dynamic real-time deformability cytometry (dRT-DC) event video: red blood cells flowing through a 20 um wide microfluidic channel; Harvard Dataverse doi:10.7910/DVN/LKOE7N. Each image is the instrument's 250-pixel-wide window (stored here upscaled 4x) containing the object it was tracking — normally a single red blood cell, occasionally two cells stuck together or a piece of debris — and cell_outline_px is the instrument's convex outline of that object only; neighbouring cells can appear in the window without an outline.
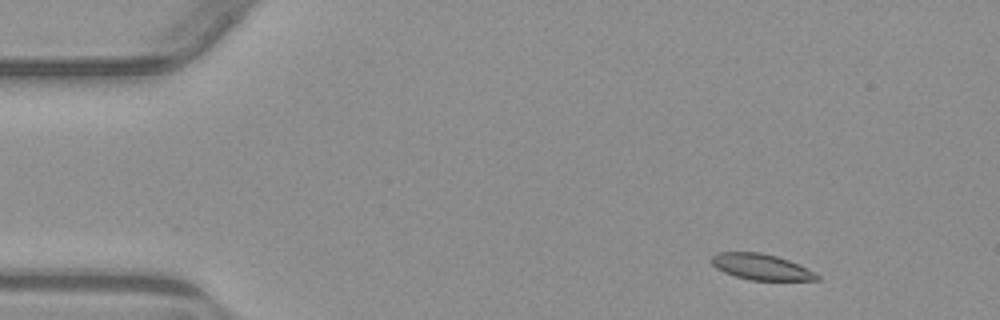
{"species": "common noctule bat (a hibernating species)", "species_latin": "Nyctalus noctula", "temperature_condition": "warm", "stored_images_in_passage": 4, "camera_frame_rate_fps": 3000, "um_per_image_px": 0.085, "animal": {"sex": "male", "body_mass_g": 23.1, "forearm_length_mm": 52.7}, "frame": {"image": 1, "passage_image": 1, "time_ms": 0.0, "image_size_px": [1000, 320], "cell_outline_px": [[820, 280], [752, 280], [736, 276], [724, 272], [716, 268], [708, 260], [716, 252], [760, 252], [776, 256], [788, 260], [820, 276]], "centroid_in_image_um": [64.62, 22.67], "position_along_channel_um": 20.4, "area_um2": 15.72}}
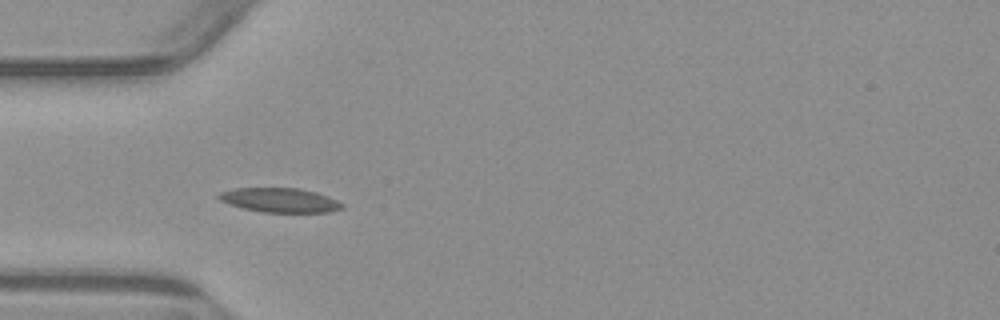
{"frame": {"image": 2, "passage_image": 3, "time_ms": 3.333, "image_size_px": [1000, 320], "cell_outline_px": [[344, 208], [328, 212], [264, 212], [244, 208], [228, 204], [220, 200], [216, 196], [220, 192], [236, 188], [300, 188], [316, 192], [328, 196], [344, 204]], "centroid_in_image_um": [23.79, 17.01], "position_along_channel_um": 61.2, "area_um2": 17.46}}
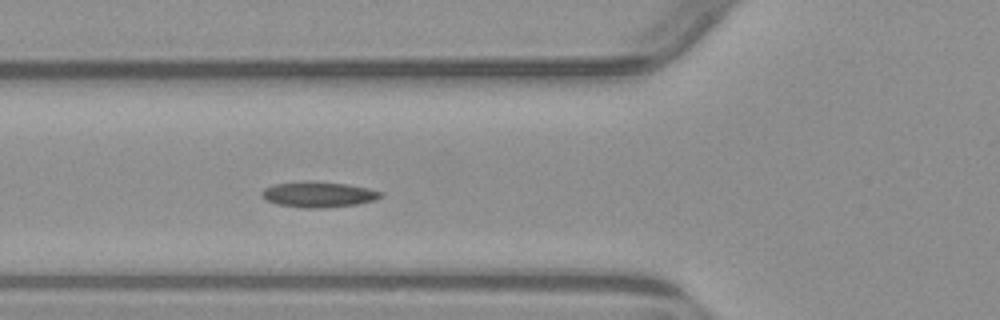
{"frame": {"image": 3, "passage_image": 4, "time_ms": 4.333, "image_size_px": [1000, 320], "cell_outline_px": [[384, 196], [376, 200], [356, 204], [320, 208], [304, 208], [276, 204], [264, 200], [260, 196], [260, 192], [264, 188], [272, 184], [304, 180], [312, 180], [348, 184], [368, 188], [384, 192]], "centroid_in_image_um": [27.03, 16.51], "position_along_channel_um": 98.8, "area_um2": 18.26}}